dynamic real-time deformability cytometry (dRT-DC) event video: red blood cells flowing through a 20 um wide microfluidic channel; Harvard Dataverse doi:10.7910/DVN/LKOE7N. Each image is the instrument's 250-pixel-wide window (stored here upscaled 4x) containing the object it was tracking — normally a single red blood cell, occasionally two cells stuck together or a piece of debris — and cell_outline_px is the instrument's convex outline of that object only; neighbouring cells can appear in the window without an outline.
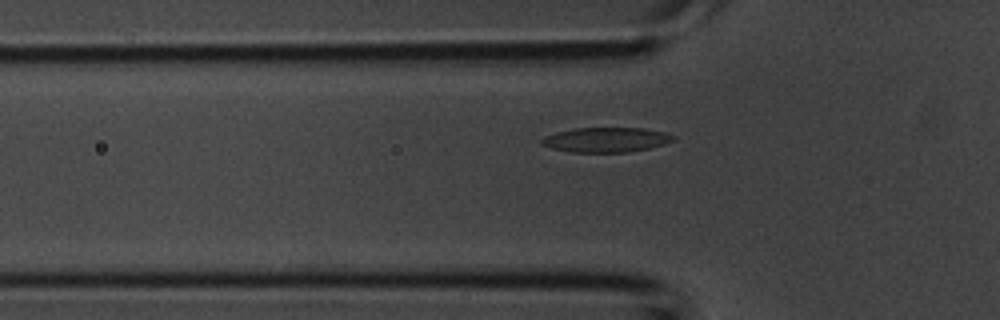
{"species": "common noctule bat (a hibernating species)", "species_latin": "Nyctalus noctula", "temperature_condition": "room temperature", "stored_images_in_passage": 32, "camera_frame_rate_fps": 3000, "um_per_image_px": 0.085, "animal": {"sex": "male", "body_mass_g": 20.1, "forearm_length_mm": 53.5}, "frame": {"image": 1, "passage_image": 4, "time_ms": 1.0, "image_size_px": [1000, 320], "cell_outline_px": [[676, 140], [664, 144], [648, 148], [628, 152], [572, 152], [552, 148], [540, 144], [540, 140], [544, 136], [556, 132], [576, 128], [644, 128], [664, 132], [676, 136]], "centroid_in_image_um": [51.52, 11.88], "position_along_channel_um": 74.3, "area_um2": 19.02}}
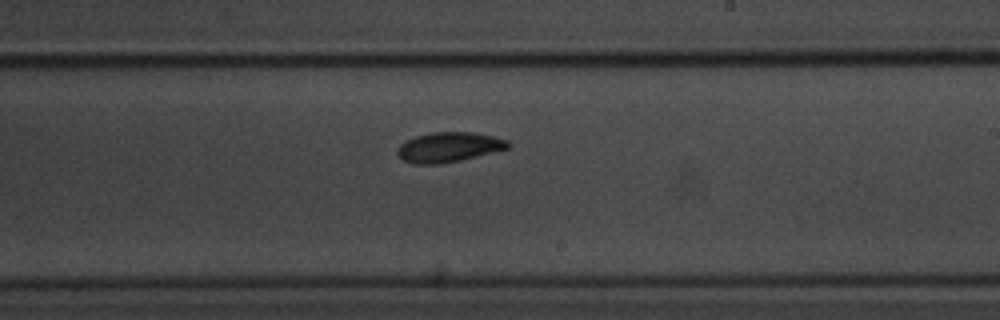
{"frame": {"image": 2, "passage_image": 15, "time_ms": 4.667, "image_size_px": [1000, 320], "cell_outline_px": [[512, 144], [508, 148], [460, 160], [436, 164], [412, 164], [404, 160], [396, 152], [396, 148], [400, 144], [416, 136], [432, 132], [476, 132], [508, 140]], "centroid_in_image_um": [38.14, 12.5], "position_along_channel_um": 250.9, "area_um2": 19.13}}
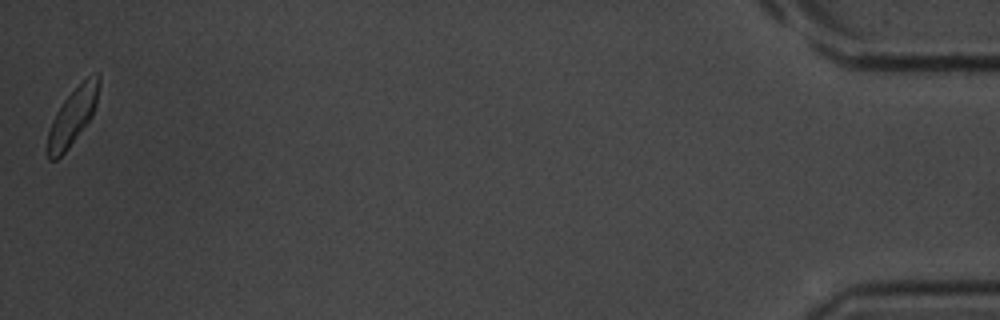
{"frame": {"image": 3, "passage_image": 32, "time_ms": 10.333, "image_size_px": [1000, 320], "cell_outline_px": [[100, 84], [96, 104], [92, 116], [68, 148], [56, 160], [48, 160], [48, 132], [52, 120], [56, 112], [64, 100], [88, 76], [96, 72], [100, 76]], "centroid_in_image_um": [6.19, 9.88], "position_along_channel_um": 429.0, "area_um2": 16.59}}